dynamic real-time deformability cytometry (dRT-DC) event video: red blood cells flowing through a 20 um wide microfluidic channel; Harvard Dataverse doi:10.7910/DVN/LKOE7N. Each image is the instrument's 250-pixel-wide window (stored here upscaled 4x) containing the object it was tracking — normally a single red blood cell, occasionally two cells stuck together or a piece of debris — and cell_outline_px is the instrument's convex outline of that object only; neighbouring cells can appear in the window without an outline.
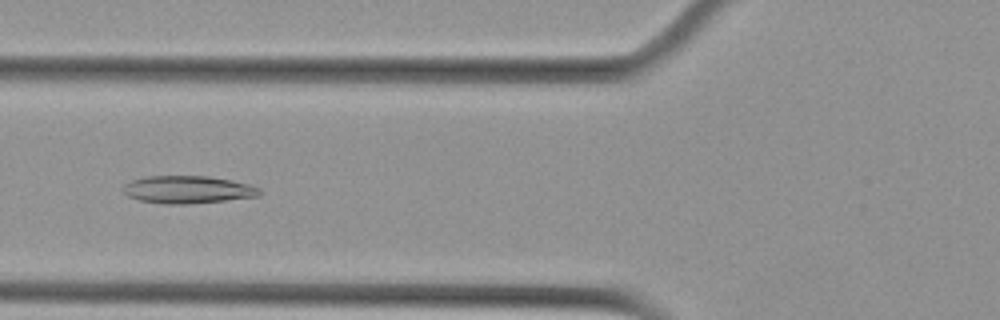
{"species": "Egyptian fruit bat (a non-hibernating species)", "species_latin": "Rousettus aegyptiacus", "temperature_condition": "cold", "stored_images_in_passage": 53, "camera_frame_rate_fps": 3000, "um_per_image_px": 0.085, "animal": {"sex": "female"}, "frame": {"image": 1, "passage_image": 19, "time_ms": 6.0, "image_size_px": [1000, 320], "cell_outline_px": [[260, 196], [188, 204], [164, 204], [140, 200], [128, 196], [124, 192], [124, 184], [132, 180], [148, 176], [208, 176], [248, 184], [260, 188]], "centroid_in_image_um": [15.95, 16.12], "position_along_channel_um": 109.9, "area_um2": 21.68}}
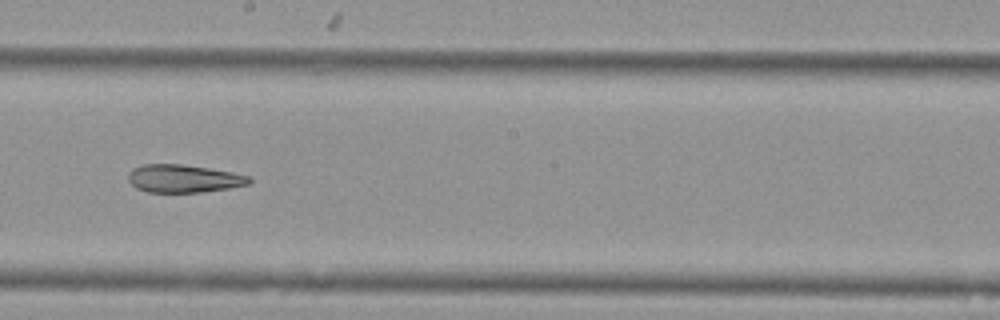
{"frame": {"image": 2, "passage_image": 29, "time_ms": 9.333, "image_size_px": [1000, 320], "cell_outline_px": [[252, 180], [248, 184], [228, 188], [200, 192], [148, 192], [136, 188], [128, 180], [128, 172], [132, 168], [144, 164], [180, 164], [208, 168], [232, 172], [252, 176]], "centroid_in_image_um": [15.6, 15.17], "position_along_channel_um": 232.6, "area_um2": 19.65}}
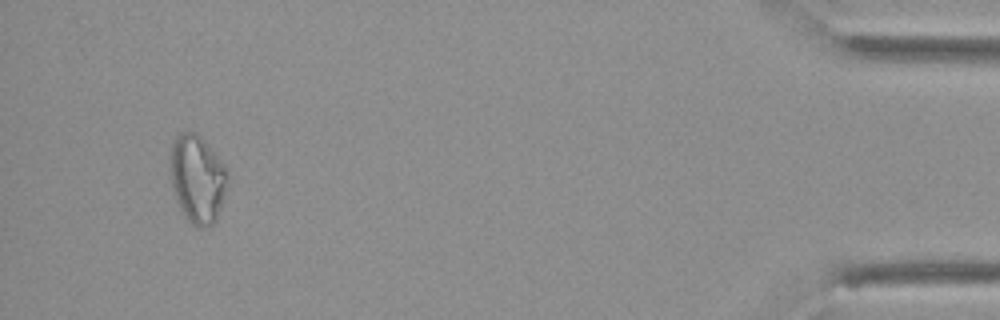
{"frame": {"image": 3, "passage_image": 50, "time_ms": 16.333, "image_size_px": [1000, 320], "cell_outline_px": [[228, 180], [224, 196], [216, 220], [212, 224], [200, 228], [196, 228], [188, 220], [180, 208], [172, 184], [172, 144], [180, 132], [196, 132], [200, 136], [224, 164], [228, 172]], "centroid_in_image_um": [16.81, 15.22], "position_along_channel_um": 418.4, "area_um2": 28.73}, "authors_computed_cell_mechanics": {"area_um2": 24.5072, "velocity_mm_per_s": 3.6924, "shape_relaxation_time_tau1_ms": null, "shape_relaxation_time_tau2_ms": 5.5417, "deformation_change_tau1": null, "deformation_change_tau2": 0.1193}}